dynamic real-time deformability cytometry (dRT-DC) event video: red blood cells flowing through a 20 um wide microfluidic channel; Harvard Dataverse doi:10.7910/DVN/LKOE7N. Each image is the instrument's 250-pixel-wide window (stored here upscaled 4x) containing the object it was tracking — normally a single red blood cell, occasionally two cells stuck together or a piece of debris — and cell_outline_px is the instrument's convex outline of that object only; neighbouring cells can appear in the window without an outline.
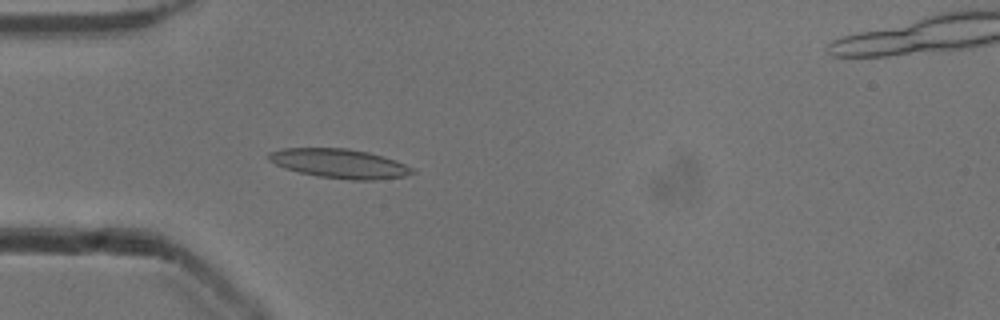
{"species": "common noctule bat (a hibernating species)", "species_latin": "Nyctalus noctula", "temperature_condition": "cold", "stored_images_in_passage": 5, "camera_frame_rate_fps": 3000, "um_per_image_px": 0.085, "animal": {"sex": "male", "body_mass_g": 13.3}, "frame": {"image": 1, "passage_image": 4, "time_ms": 1.0, "image_size_px": [1000, 320], "cell_outline_px": [[416, 172], [404, 176], [376, 180], [352, 180], [320, 176], [300, 172], [284, 168], [268, 160], [268, 152], [284, 148], [348, 148], [368, 152], [384, 156], [396, 160], [412, 168]], "centroid_in_image_um": [28.86, 13.89], "position_along_channel_um": 56.1, "area_um2": 24.39}}